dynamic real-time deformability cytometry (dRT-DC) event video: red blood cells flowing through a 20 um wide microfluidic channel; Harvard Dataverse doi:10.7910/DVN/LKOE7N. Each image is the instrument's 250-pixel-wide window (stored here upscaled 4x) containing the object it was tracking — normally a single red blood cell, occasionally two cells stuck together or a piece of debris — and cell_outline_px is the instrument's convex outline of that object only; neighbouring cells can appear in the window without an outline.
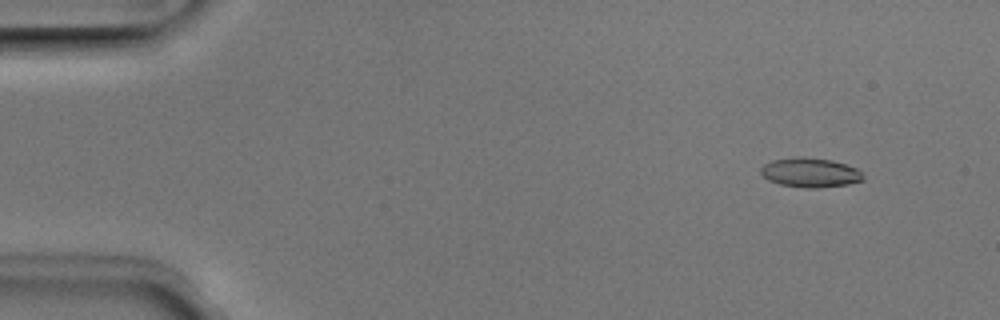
{"species": "Egyptian fruit bat (a non-hibernating species)", "species_latin": "Rousettus aegyptiacus", "temperature_condition": "room temperature", "stored_images_in_passage": 51, "camera_frame_rate_fps": 3000, "um_per_image_px": 0.085, "animal": {"sex": "male"}, "frame": {"image": 1, "passage_image": 5, "time_ms": 1.333, "image_size_px": [1000, 320], "cell_outline_px": [[864, 180], [848, 184], [816, 188], [808, 188], [780, 184], [768, 180], [760, 172], [760, 168], [764, 164], [772, 160], [800, 156], [804, 156], [832, 160], [856, 168], [864, 176]], "centroid_in_image_um": [68.86, 14.66], "position_along_channel_um": 16.1, "area_um2": 17.51}}
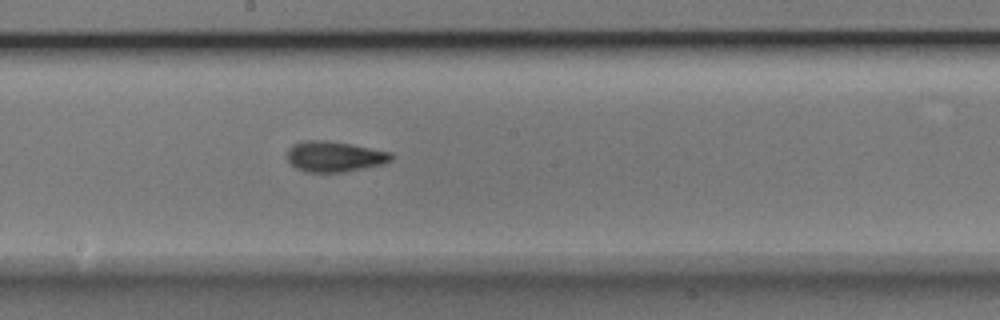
{"frame": {"image": 2, "passage_image": 28, "time_ms": 9.0, "image_size_px": [1000, 320], "cell_outline_px": [[392, 160], [384, 164], [344, 172], [304, 172], [296, 168], [288, 160], [288, 148], [292, 144], [304, 140], [328, 140], [352, 144], [392, 152]], "centroid_in_image_um": [28.43, 13.3], "position_along_channel_um": 219.8, "area_um2": 18.73}}
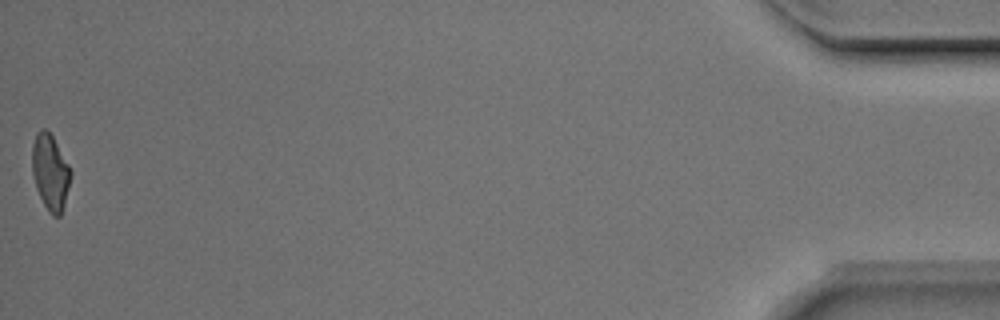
{"frame": {"image": 3, "passage_image": 51, "time_ms": 16.667, "image_size_px": [1000, 320], "cell_outline_px": [[72, 176], [64, 204], [60, 216], [52, 216], [48, 212], [36, 188], [32, 172], [32, 144], [36, 132], [40, 128], [44, 128], [52, 136], [68, 164], [72, 172]], "centroid_in_image_um": [4.27, 14.63], "position_along_channel_um": 430.9, "area_um2": 16.99}, "authors_computed_cell_mechanics": {"area_um2": 17.5134, "velocity_mm_per_s": 4.0257, "shape_relaxation_time_tau1_ms": 5.3415, "shape_relaxation_time_tau2_ms": 2.1997, "deformation_change_tau1": 0.1354, "deformation_change_tau2": 0.0825}}